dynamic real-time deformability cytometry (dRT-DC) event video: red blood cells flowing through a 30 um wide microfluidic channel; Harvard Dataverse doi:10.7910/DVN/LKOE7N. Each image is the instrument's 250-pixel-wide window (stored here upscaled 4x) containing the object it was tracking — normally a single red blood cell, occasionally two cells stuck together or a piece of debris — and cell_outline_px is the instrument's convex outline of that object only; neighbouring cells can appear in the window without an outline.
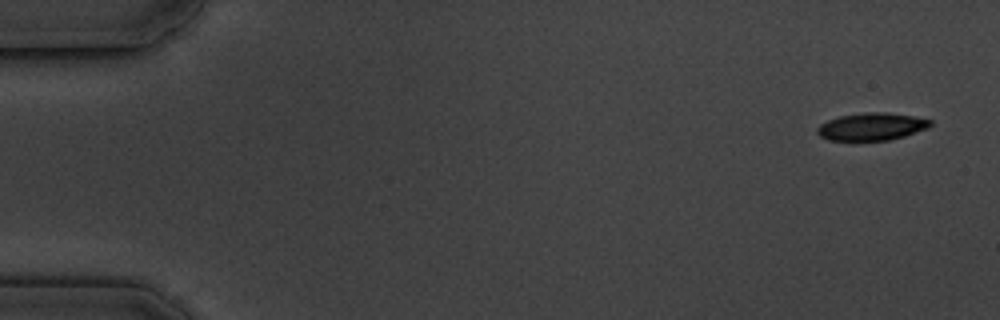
{"species": "common noctule bat (a hibernating species)", "species_latin": "Nyctalus noctula", "temperature_condition": "cold", "stored_images_in_passage": 6, "camera_frame_rate_fps": 3000, "um_per_image_px": 0.085, "animal": {"sex": "male", "body_mass_g": 19.5, "forearm_length_mm": 54.6}, "frame": {"image": 1, "passage_image": 1, "time_ms": 0.0, "image_size_px": [1000, 320], "cell_outline_px": [[932, 124], [928, 128], [904, 136], [888, 140], [828, 140], [820, 136], [816, 132], [816, 128], [820, 124], [828, 120], [840, 116], [864, 112], [884, 112], [912, 116], [932, 120]], "centroid_in_image_um": [74.07, 10.76], "position_along_channel_um": 10.9, "area_um2": 18.03}}
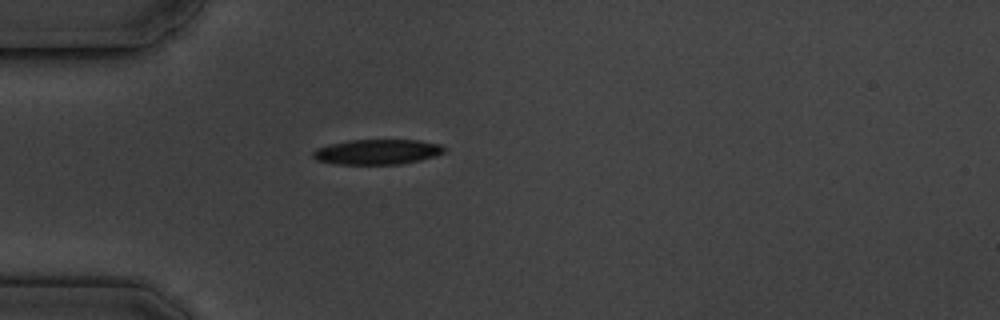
{"frame": {"image": 2, "passage_image": 5, "time_ms": 4.667, "image_size_px": [1000, 320], "cell_outline_px": [[444, 152], [436, 156], [420, 160], [400, 164], [336, 164], [316, 160], [312, 156], [312, 152], [316, 148], [348, 140], [420, 140], [440, 144], [444, 148]], "centroid_in_image_um": [32.06, 12.91], "position_along_channel_um": 52.9, "area_um2": 19.19}}